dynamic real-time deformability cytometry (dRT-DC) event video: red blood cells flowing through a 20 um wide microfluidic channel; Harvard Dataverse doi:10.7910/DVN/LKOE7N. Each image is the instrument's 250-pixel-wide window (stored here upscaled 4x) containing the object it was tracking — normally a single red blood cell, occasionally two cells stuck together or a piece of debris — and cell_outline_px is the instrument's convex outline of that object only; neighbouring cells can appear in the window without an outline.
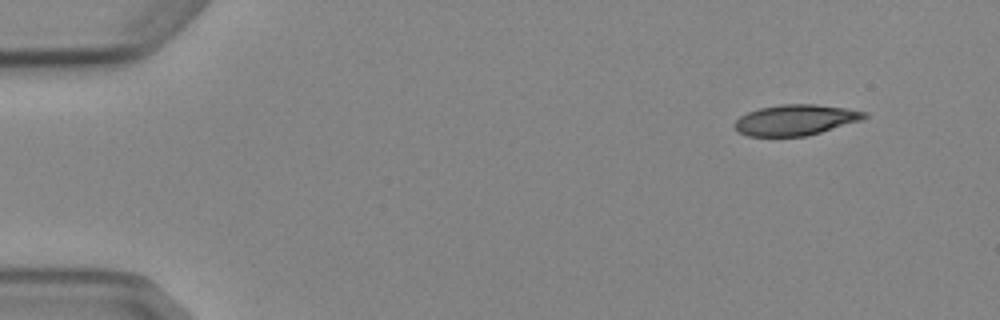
{"species": "Egyptian fruit bat (a non-hibernating species)", "species_latin": "Rousettus aegyptiacus", "temperature_condition": "cold", "stored_images_in_passage": 4, "camera_frame_rate_fps": 3000, "um_per_image_px": 0.085, "animal": {"sex": "female"}, "frame": {"image": 1, "passage_image": 1, "time_ms": 0.0, "image_size_px": [1000, 320], "cell_outline_px": [[868, 116], [864, 120], [808, 136], [748, 136], [736, 132], [732, 124], [740, 116], [748, 112], [760, 108], [780, 104], [816, 104], [844, 108], [868, 112]], "centroid_in_image_um": [67.63, 10.2], "position_along_channel_um": 17.4, "area_um2": 23.52}}
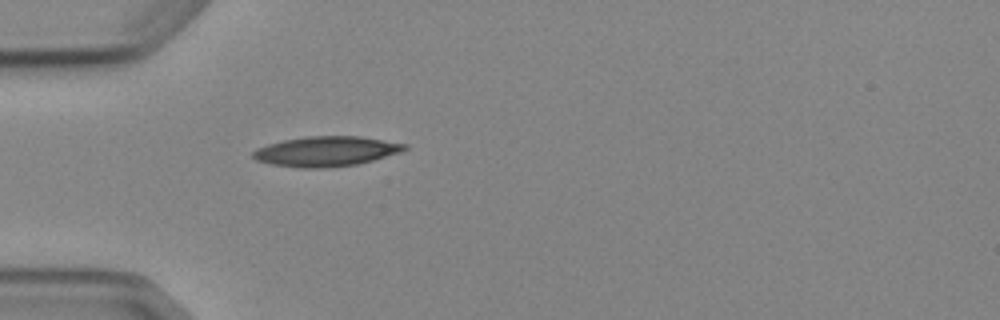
{"frame": {"image": 2, "passage_image": 4, "time_ms": 3.667, "image_size_px": [1000, 320], "cell_outline_px": [[408, 148], [400, 152], [372, 160], [356, 164], [320, 168], [300, 168], [272, 164], [256, 160], [252, 156], [252, 152], [256, 148], [268, 144], [284, 140], [304, 136], [360, 136], [408, 144]], "centroid_in_image_um": [27.71, 12.85], "position_along_channel_um": 57.3, "area_um2": 26.36}}